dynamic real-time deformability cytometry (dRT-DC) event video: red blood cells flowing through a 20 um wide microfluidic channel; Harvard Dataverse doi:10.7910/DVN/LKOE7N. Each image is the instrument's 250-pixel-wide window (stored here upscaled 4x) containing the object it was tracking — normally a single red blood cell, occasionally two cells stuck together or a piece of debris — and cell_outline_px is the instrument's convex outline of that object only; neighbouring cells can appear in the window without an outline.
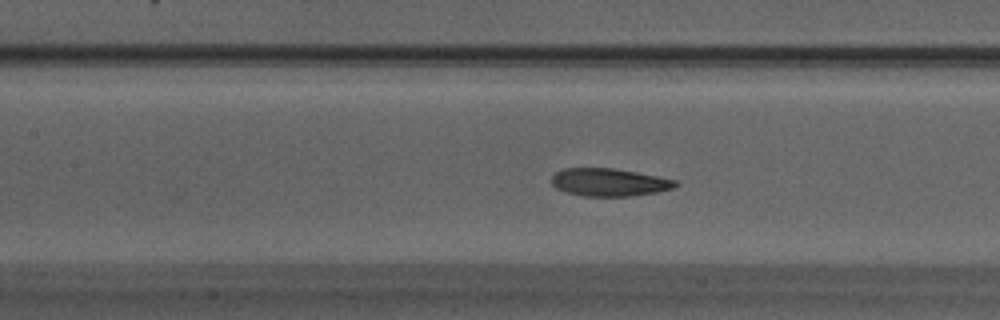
{"species": "Egyptian fruit bat (a non-hibernating species)", "species_latin": "Rousettus aegyptiacus", "temperature_condition": "warm", "stored_images_in_passage": 50, "camera_frame_rate_fps": 3000, "um_per_image_px": 0.085, "animal": {"sex": "male"}, "frame": {"image": 1, "passage_image": 22, "time_ms": 7.0, "image_size_px": [1000, 320], "cell_outline_px": [[680, 184], [672, 188], [656, 192], [632, 196], [584, 196], [568, 192], [556, 188], [552, 184], [552, 176], [556, 172], [564, 168], [612, 168], [636, 172], [676, 180]], "centroid_in_image_um": [51.78, 15.49], "position_along_channel_um": 155.6, "area_um2": 19.88}}